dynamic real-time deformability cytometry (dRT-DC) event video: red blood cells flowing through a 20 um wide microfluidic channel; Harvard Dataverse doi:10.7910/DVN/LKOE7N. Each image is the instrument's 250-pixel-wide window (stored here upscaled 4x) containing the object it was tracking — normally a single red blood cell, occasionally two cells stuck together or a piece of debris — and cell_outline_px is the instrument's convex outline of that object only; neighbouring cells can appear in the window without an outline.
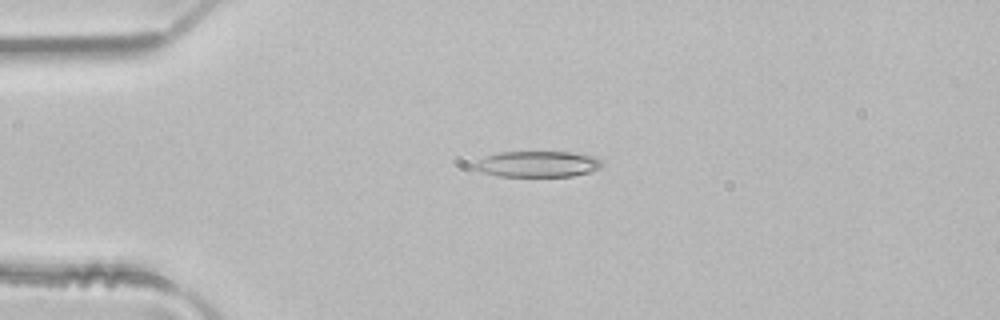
{"species": "common noctule bat (a hibernating species)", "species_latin": "Nyctalus noctula", "temperature_condition": "room temperature", "stored_images_in_passage": 49, "camera_frame_rate_fps": 3000, "um_per_image_px": 0.085, "animal": {"sex": "male", "body_mass_g": 21.5, "forearm_length_mm": 52.0}, "frame": {"image": 1, "passage_image": 12, "time_ms": 3.667, "image_size_px": [1000, 320], "cell_outline_px": [[604, 164], [600, 168], [588, 172], [572, 176], [500, 176], [484, 172], [472, 168], [472, 164], [484, 156], [500, 152], [568, 152], [596, 156], [604, 160]], "centroid_in_image_um": [45.72, 13.94], "position_along_channel_um": 39.3, "area_um2": 19.42}}
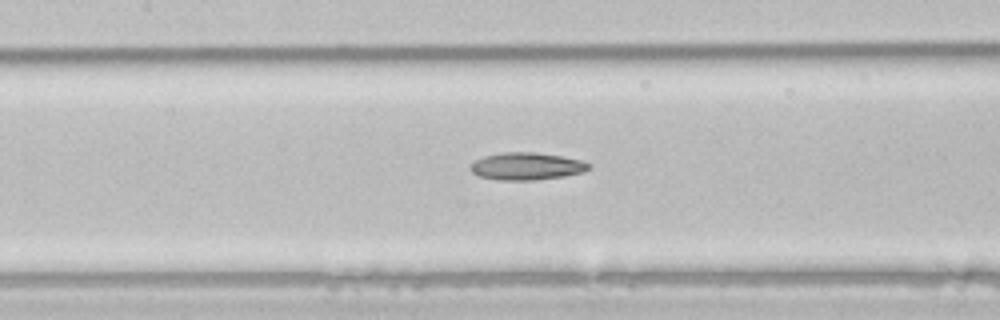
{"frame": {"image": 2, "passage_image": 23, "time_ms": 7.333, "image_size_px": [1000, 320], "cell_outline_px": [[592, 164], [584, 172], [564, 176], [536, 180], [500, 180], [480, 176], [472, 172], [468, 168], [468, 164], [484, 156], [500, 152], [536, 152], [560, 156], [580, 160]], "centroid_in_image_um": [44.73, 14.13], "position_along_channel_um": 162.7, "area_um2": 18.96}}
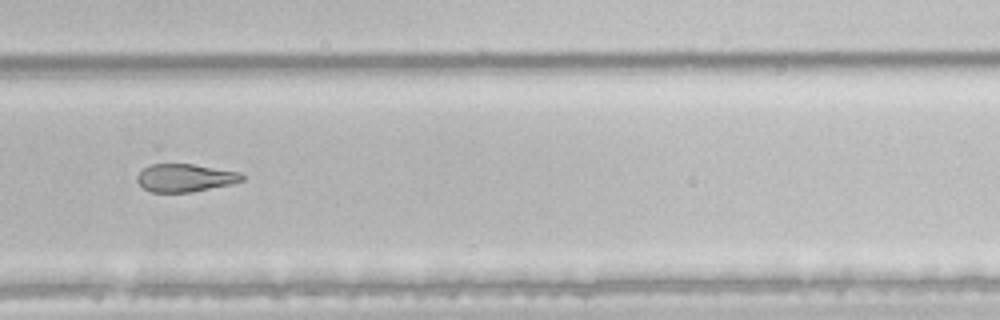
{"frame": {"image": 3, "passage_image": 34, "time_ms": 11.0, "image_size_px": [1000, 320], "cell_outline_px": [[244, 180], [232, 184], [188, 192], [152, 192], [144, 188], [136, 180], [136, 176], [144, 168], [152, 164], [192, 164], [240, 172], [244, 176]], "centroid_in_image_um": [15.74, 15.11], "position_along_channel_um": 314.1, "area_um2": 16.88}, "authors_computed_cell_mechanics": {"area_um2": 20.7502, "velocity_mm_per_s": 4.1524, "shape_relaxation_time_tau1_ms": null, "shape_relaxation_time_tau2_ms": 9.2591, "deformation_change_tau1": null, "deformation_change_tau2": 0.2236}}